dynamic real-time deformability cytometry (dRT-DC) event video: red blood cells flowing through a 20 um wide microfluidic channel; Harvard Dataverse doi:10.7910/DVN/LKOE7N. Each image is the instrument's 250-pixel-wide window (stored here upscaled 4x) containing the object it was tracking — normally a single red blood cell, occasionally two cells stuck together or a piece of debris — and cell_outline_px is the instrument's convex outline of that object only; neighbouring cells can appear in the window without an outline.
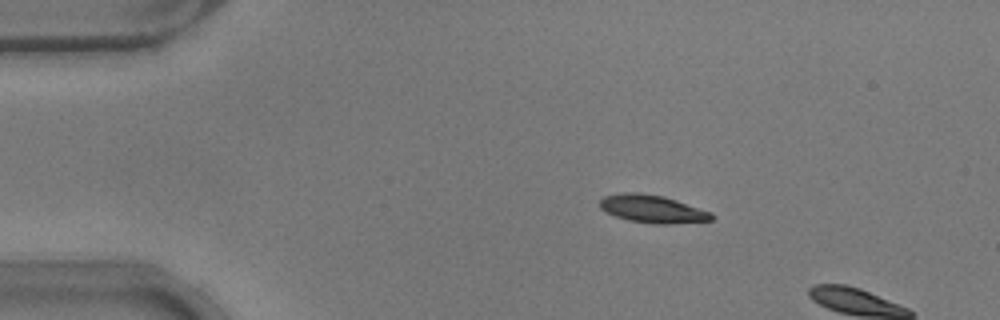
{"species": "common noctule bat (a hibernating species)", "species_latin": "Nyctalus noctula", "temperature_condition": "warm", "stored_images_in_passage": 4, "camera_frame_rate_fps": 3000, "um_per_image_px": 0.085, "animal": {"sex": "male", "body_mass_g": 17.9}, "frame": {"image": 1, "passage_image": 1, "time_ms": 0.0, "image_size_px": [1000, 320], "cell_outline_px": [[712, 220], [668, 224], [656, 224], [628, 220], [604, 212], [600, 208], [600, 200], [604, 196], [620, 192], [640, 192], [664, 196], [712, 212]], "centroid_in_image_um": [55.41, 17.74], "position_along_channel_um": 29.6, "area_um2": 18.15}}